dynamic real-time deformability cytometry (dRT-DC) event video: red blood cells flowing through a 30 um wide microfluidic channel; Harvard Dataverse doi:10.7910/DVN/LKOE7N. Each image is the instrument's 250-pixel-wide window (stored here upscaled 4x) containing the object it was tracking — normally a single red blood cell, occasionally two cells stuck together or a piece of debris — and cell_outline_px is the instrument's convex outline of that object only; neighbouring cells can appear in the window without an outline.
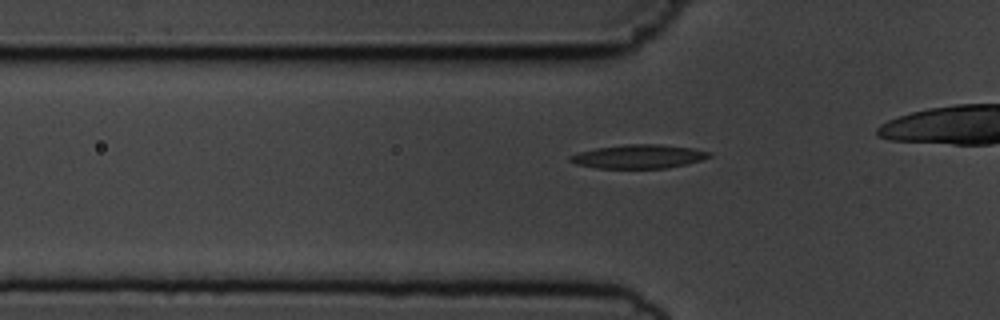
{"species": "common noctule bat (a hibernating species)", "species_latin": "Nyctalus noctula", "temperature_condition": "cold", "stored_images_in_passage": 34, "camera_frame_rate_fps": 3000, "um_per_image_px": 0.085, "animal": {"sex": "male", "body_mass_g": 19.5, "forearm_length_mm": 54.6}, "frame": {"image": 1, "passage_image": 7, "time_ms": 2.0, "image_size_px": [1000, 320], "cell_outline_px": [[712, 156], [688, 164], [668, 168], [596, 168], [576, 164], [568, 160], [568, 156], [580, 152], [596, 148], [624, 144], [660, 144], [692, 148], [712, 152]], "centroid_in_image_um": [54.3, 13.3], "position_along_channel_um": 71.5, "area_um2": 19.36}}
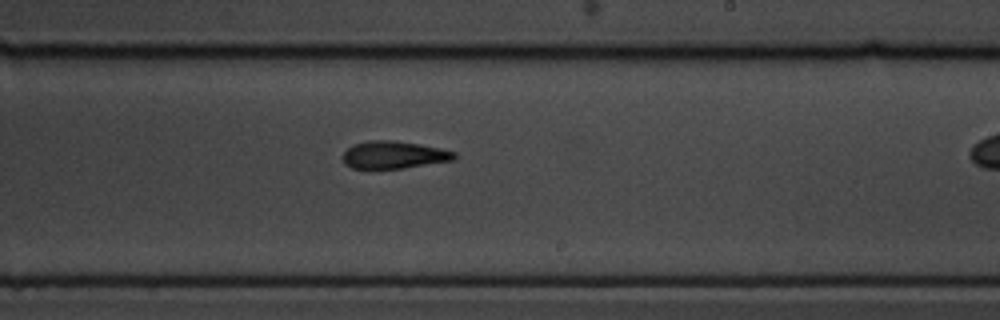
{"frame": {"image": 2, "passage_image": 22, "time_ms": 7.0, "image_size_px": [1000, 320], "cell_outline_px": [[456, 156], [452, 160], [404, 168], [352, 168], [344, 164], [344, 152], [352, 144], [368, 140], [392, 140], [420, 144], [440, 148], [456, 152]], "centroid_in_image_um": [33.46, 13.15], "position_along_channel_um": 255.5, "area_um2": 17.74}}
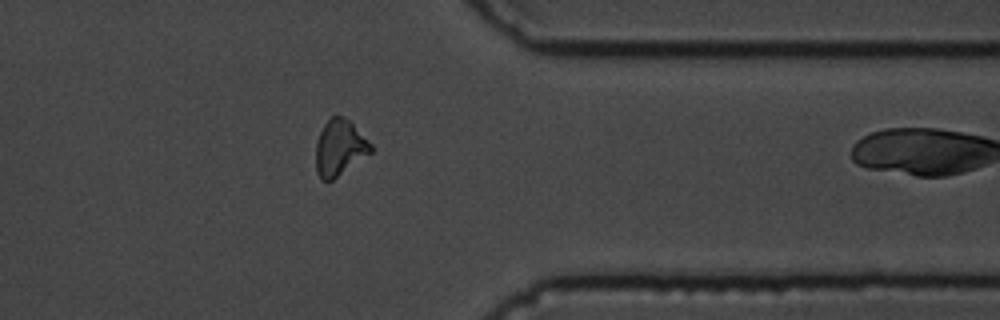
{"frame": {"image": 3, "passage_image": 33, "time_ms": 10.667, "image_size_px": [1000, 320], "cell_outline_px": [[372, 152], [332, 180], [320, 180], [316, 172], [316, 140], [324, 124], [332, 116], [340, 116], [348, 120], [372, 144]], "centroid_in_image_um": [28.84, 12.58], "position_along_channel_um": 382.6, "area_um2": 17.69}}